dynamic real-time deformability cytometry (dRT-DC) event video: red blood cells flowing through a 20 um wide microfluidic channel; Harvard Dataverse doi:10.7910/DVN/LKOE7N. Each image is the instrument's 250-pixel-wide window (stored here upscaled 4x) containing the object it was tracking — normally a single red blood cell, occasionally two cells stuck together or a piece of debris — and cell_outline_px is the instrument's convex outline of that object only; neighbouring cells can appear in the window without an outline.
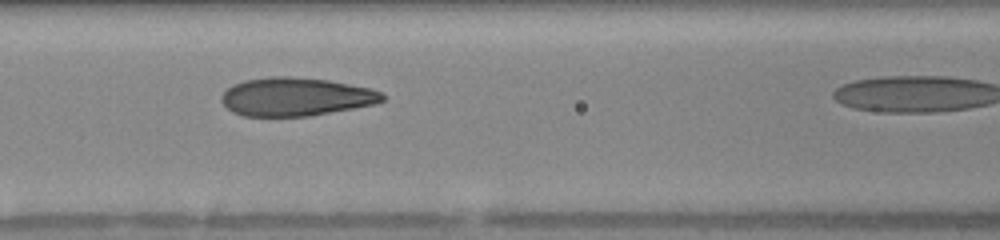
{"species": "human", "species_latin": "Homo sapiens", "temperature_condition": "warm", "stored_images_in_passage": 14, "camera_frame_rate_fps": 3000, "um_per_image_px": 0.085, "donor": {"sex": "female"}, "frame": {"image": 1, "passage_image": 8, "time_ms": 2.333, "image_size_px": [1000, 240], "cell_outline_px": [[384, 100], [376, 104], [308, 116], [244, 116], [232, 112], [220, 100], [220, 96], [232, 84], [244, 80], [272, 76], [288, 76], [328, 80], [368, 88], [380, 92], [384, 96]], "centroid_in_image_um": [25.1, 8.22], "position_along_channel_um": 141.5, "area_um2": 35.84}}